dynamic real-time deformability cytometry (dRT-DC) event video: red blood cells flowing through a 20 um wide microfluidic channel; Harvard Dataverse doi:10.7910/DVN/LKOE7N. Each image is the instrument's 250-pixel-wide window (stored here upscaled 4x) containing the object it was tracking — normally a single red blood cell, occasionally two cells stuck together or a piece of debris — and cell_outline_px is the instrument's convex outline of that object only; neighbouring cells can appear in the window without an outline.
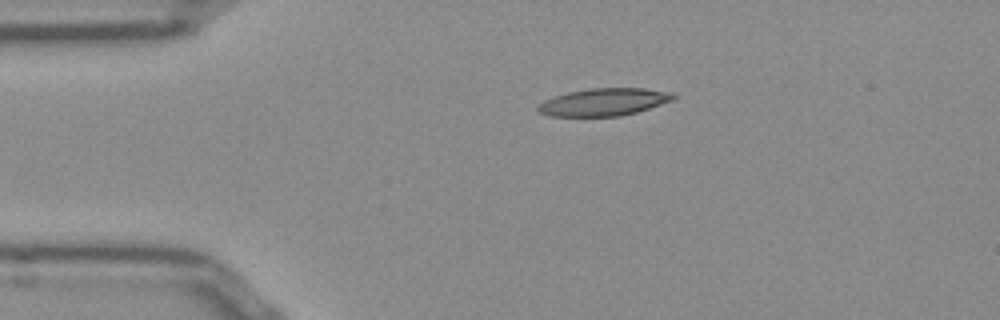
{"species": "Egyptian fruit bat (a non-hibernating species)", "species_latin": "Rousettus aegyptiacus", "temperature_condition": "room temperature", "stored_images_in_passage": 42, "camera_frame_rate_fps": 3000, "um_per_image_px": 0.085, "frame": {"image": 1, "passage_image": 1, "time_ms": 0.0, "image_size_px": [1000, 320], "cell_outline_px": [[676, 96], [672, 100], [636, 112], [620, 116], [548, 116], [540, 112], [536, 108], [544, 100], [568, 92], [592, 88], [644, 88], [672, 92]], "centroid_in_image_um": [51.32, 8.67], "position_along_channel_um": 33.7, "area_um2": 21.44}}
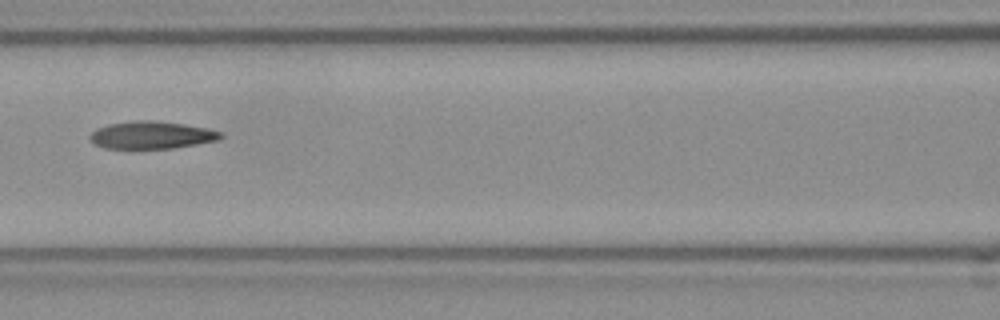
{"frame": {"image": 2, "passage_image": 13, "time_ms": 4.0, "image_size_px": [1000, 320], "cell_outline_px": [[224, 136], [216, 140], [196, 144], [172, 148], [104, 148], [96, 144], [88, 136], [96, 128], [108, 124], [132, 120], [152, 120], [184, 124], [208, 128], [224, 132]], "centroid_in_image_um": [12.89, 11.46], "position_along_channel_um": 153.7, "area_um2": 20.92}}
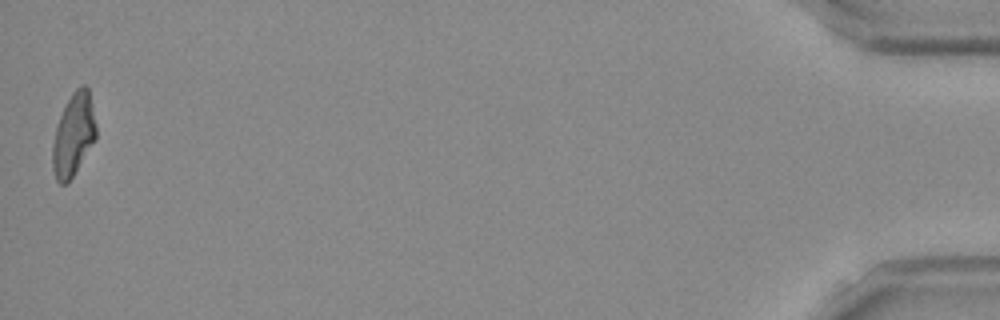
{"frame": {"image": 3, "passage_image": 42, "time_ms": 13.667, "image_size_px": [1000, 320], "cell_outline_px": [[96, 140], [68, 184], [60, 184], [56, 180], [52, 168], [52, 144], [56, 128], [60, 116], [72, 92], [80, 84], [84, 84], [88, 88], [96, 124]], "centroid_in_image_um": [6.25, 11.49], "position_along_channel_um": 429.0, "area_um2": 21.1}, "authors_computed_cell_mechanics": {"area_um2": 21.3282, "velocity_mm_per_s": 3.887, "shape_relaxation_time_tau1_ms": null, "shape_relaxation_time_tau2_ms": 4.5864, "deformation_change_tau1": null, "deformation_change_tau2": 0.1508}}